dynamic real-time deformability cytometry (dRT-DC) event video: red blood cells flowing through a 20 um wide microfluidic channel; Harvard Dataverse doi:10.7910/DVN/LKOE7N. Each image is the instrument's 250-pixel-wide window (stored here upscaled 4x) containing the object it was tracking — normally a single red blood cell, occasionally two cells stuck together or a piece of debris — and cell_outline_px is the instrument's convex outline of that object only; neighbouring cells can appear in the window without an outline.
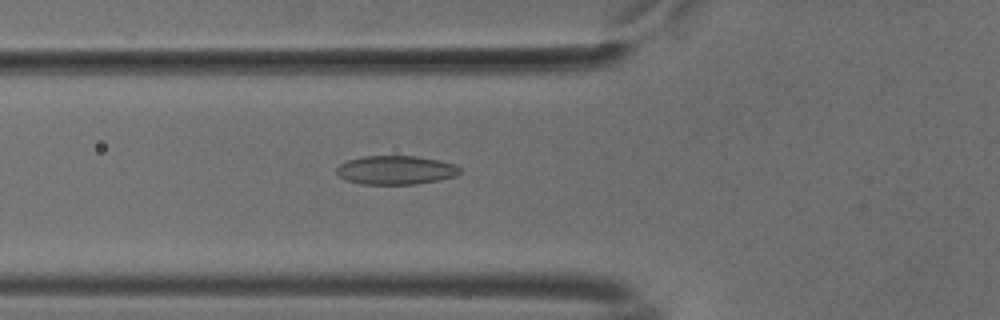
{"species": "common noctule bat (a hibernating species)", "species_latin": "Nyctalus noctula", "temperature_condition": "cold", "stored_images_in_passage": 42, "camera_frame_rate_fps": 3000, "um_per_image_px": 0.085, "animal": {"sex": "male", "body_mass_g": 18.8}, "frame": {"image": 1, "passage_image": 8, "time_ms": 2.333, "image_size_px": [1000, 320], "cell_outline_px": [[460, 172], [456, 176], [440, 180], [416, 184], [364, 184], [344, 180], [336, 172], [336, 168], [340, 164], [348, 160], [364, 156], [416, 156], [440, 160], [456, 164], [460, 168]], "centroid_in_image_um": [33.66, 14.45], "position_along_channel_um": 92.1, "area_um2": 20.81}}
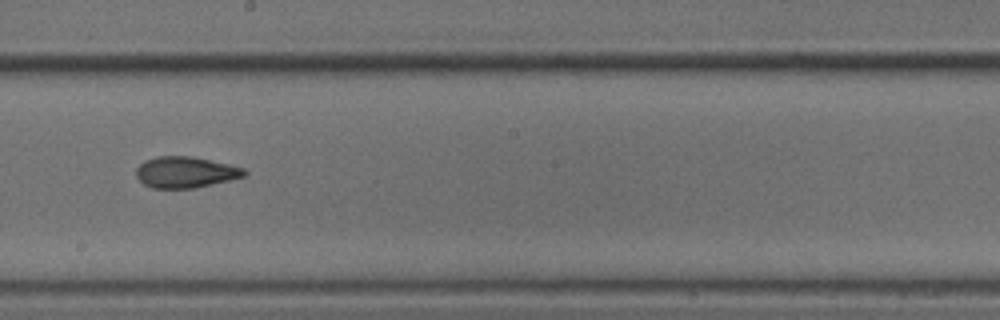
{"frame": {"image": 2, "passage_image": 19, "time_ms": 6.0, "image_size_px": [1000, 320], "cell_outline_px": [[248, 172], [244, 176], [212, 184], [192, 188], [152, 188], [144, 184], [136, 176], [136, 168], [144, 160], [156, 156], [192, 156], [228, 164], [244, 168]], "centroid_in_image_um": [15.74, 14.63], "position_along_channel_um": 232.5, "area_um2": 19.54}}
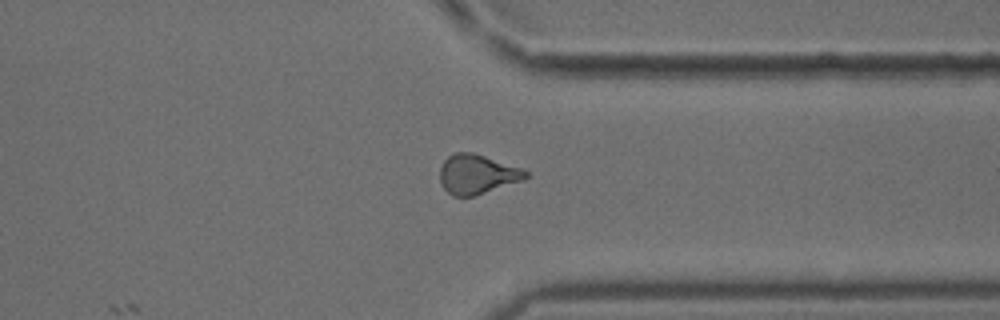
{"frame": {"image": 3, "passage_image": 30, "time_ms": 9.667, "image_size_px": [1000, 320], "cell_outline_px": [[528, 176], [524, 180], [472, 196], [452, 196], [444, 188], [440, 180], [440, 168], [444, 160], [448, 156], [456, 152], [472, 152], [520, 168], [528, 172]], "centroid_in_image_um": [40.53, 14.81], "position_along_channel_um": 370.9, "area_um2": 19.42}, "authors_computed_cell_mechanics": {"area_um2": 19.5364, "velocity_mm_per_s": 3.8052, "shape_relaxation_time_tau1_ms": 9.2794, "shape_relaxation_time_tau2_ms": 2.1069, "deformation_change_tau1": 0.1807, "deformation_change_tau2": 0.0871}}